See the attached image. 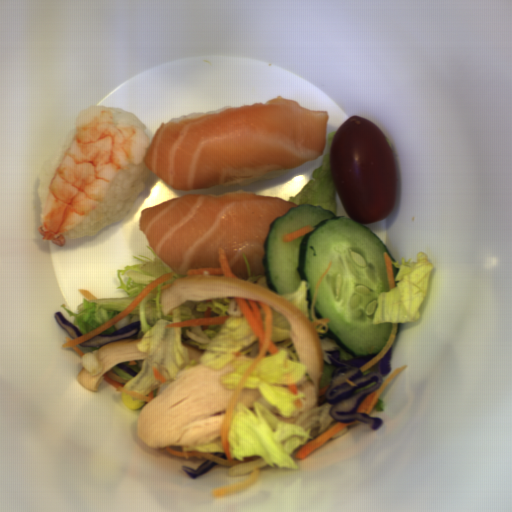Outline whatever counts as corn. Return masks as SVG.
Returning <instances> with one entry per match:
<instances>
[{"label":"corn","instance_id":"obj_1","mask_svg":"<svg viewBox=\"0 0 512 512\" xmlns=\"http://www.w3.org/2000/svg\"><path fill=\"white\" fill-rule=\"evenodd\" d=\"M121 400L124 405H126L131 410H141L144 406L145 401L138 400L136 398L131 397L128 394L121 392Z\"/></svg>","mask_w":512,"mask_h":512}]
</instances>
